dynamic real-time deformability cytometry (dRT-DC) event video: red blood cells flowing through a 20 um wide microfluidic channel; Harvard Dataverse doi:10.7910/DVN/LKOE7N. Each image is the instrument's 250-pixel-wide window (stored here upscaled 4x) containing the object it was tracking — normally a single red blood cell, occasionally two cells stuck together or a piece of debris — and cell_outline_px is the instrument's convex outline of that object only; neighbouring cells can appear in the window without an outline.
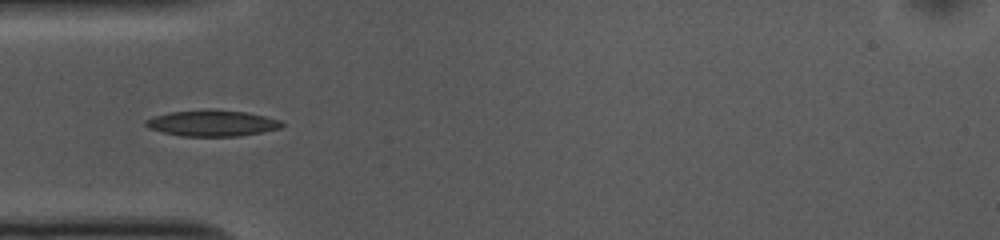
{"species": "common noctule bat (a hibernating species)", "species_latin": "Nyctalus noctula", "temperature_condition": "cold", "stored_images_in_passage": 40, "camera_frame_rate_fps": 3000, "um_per_image_px": 0.085, "animal": {"sex": "female", "body_mass_g": 10.0, "forearm_length_mm": 53.1}, "frame": {"image": 1, "passage_image": 3, "time_ms": 0.667, "image_size_px": [1000, 240], "cell_outline_px": [[284, 124], [280, 128], [264, 132], [240, 136], [180, 136], [148, 128], [144, 124], [144, 120], [168, 112], [208, 108], [212, 108], [248, 112], [284, 120]], "centroid_in_image_um": [18.08, 10.45], "position_along_channel_um": 66.9, "area_um2": 21.21}}
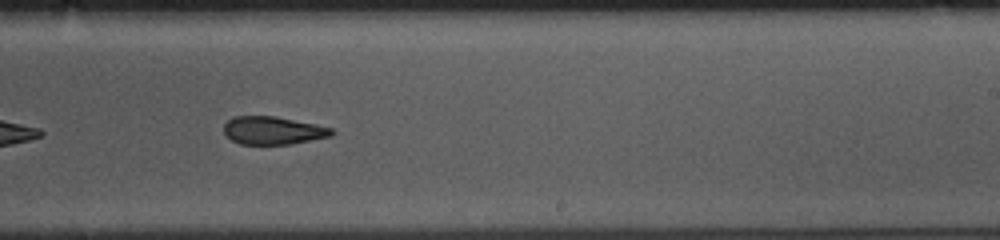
{"frame": {"image": 2, "passage_image": 19, "time_ms": 6.0, "image_size_px": [1000, 240], "cell_outline_px": [[336, 132], [332, 136], [288, 144], [240, 144], [232, 140], [224, 132], [224, 124], [232, 116], [276, 116], [316, 124], [332, 128]], "centroid_in_image_um": [23.22, 11.08], "position_along_channel_um": 265.8, "area_um2": 17.57}}
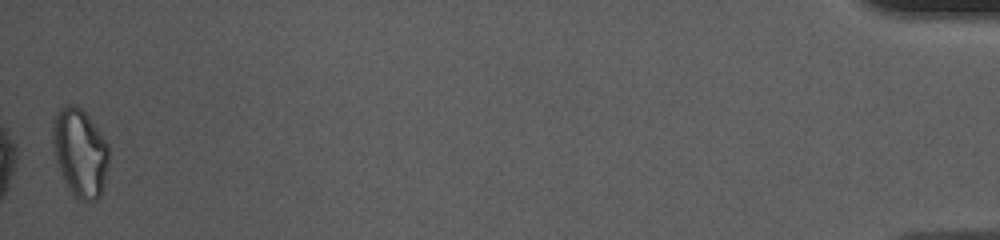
{"frame": {"image": 3, "passage_image": 40, "time_ms": 13.0, "image_size_px": [1000, 240], "cell_outline_px": [[108, 160], [100, 196], [96, 200], [80, 200], [72, 196], [60, 172], [56, 160], [52, 140], [52, 124], [60, 108], [64, 104], [72, 104], [80, 108], [88, 116], [108, 144]], "centroid_in_image_um": [6.77, 12.97], "position_along_channel_um": 428.4, "area_um2": 28.5}, "authors_computed_cell_mechanics": {"area_um2": 19.5364, "velocity_mm_per_s": 3.7166, "shape_relaxation_time_tau1_ms": 3.5539, "shape_relaxation_time_tau2_ms": 3.4671, "deformation_change_tau1": 0.1262, "deformation_change_tau2": 0.1074}}